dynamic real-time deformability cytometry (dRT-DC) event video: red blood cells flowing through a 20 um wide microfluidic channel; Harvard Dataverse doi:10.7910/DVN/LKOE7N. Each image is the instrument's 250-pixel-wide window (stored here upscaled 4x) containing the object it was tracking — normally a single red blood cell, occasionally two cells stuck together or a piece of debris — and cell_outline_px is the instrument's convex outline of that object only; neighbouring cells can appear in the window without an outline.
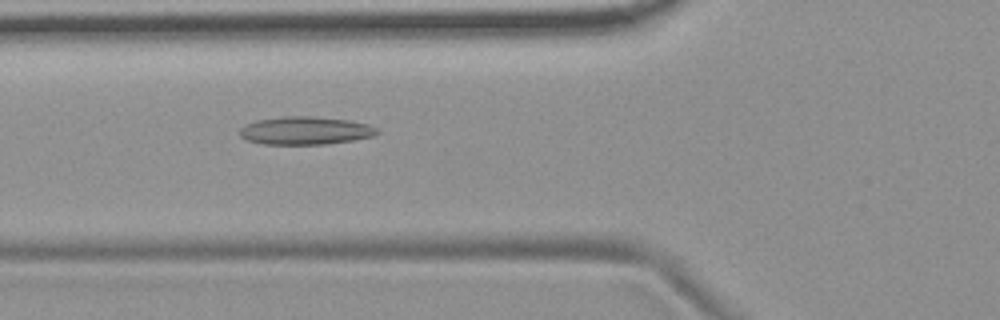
{"species": "common noctule bat (a hibernating species)", "species_latin": "Nyctalus noctula", "temperature_condition": "room temperature", "stored_images_in_passage": 54, "camera_frame_rate_fps": 3000, "um_per_image_px": 0.085, "animal": {"sex": "female", "body_mass_g": 19.9}, "frame": {"image": 1, "passage_image": 20, "time_ms": 6.333, "image_size_px": [1000, 320], "cell_outline_px": [[380, 132], [372, 136], [352, 140], [324, 144], [260, 144], [248, 140], [240, 136], [240, 128], [244, 124], [256, 120], [284, 116], [312, 116], [348, 120], [368, 124], [376, 128]], "centroid_in_image_um": [25.91, 11.09], "position_along_channel_um": 99.9, "area_um2": 22.37}}
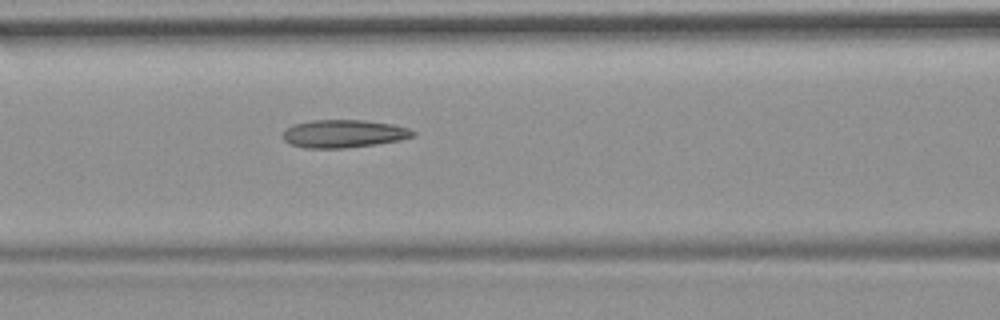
{"frame": {"image": 2, "passage_image": 23, "time_ms": 7.333, "image_size_px": [1000, 320], "cell_outline_px": [[416, 136], [400, 140], [376, 144], [344, 148], [308, 148], [292, 144], [284, 140], [284, 132], [292, 124], [308, 120], [364, 120], [392, 124], [408, 128], [416, 132]], "centroid_in_image_um": [29.25, 11.35], "position_along_channel_um": 137.4, "area_um2": 21.1}}
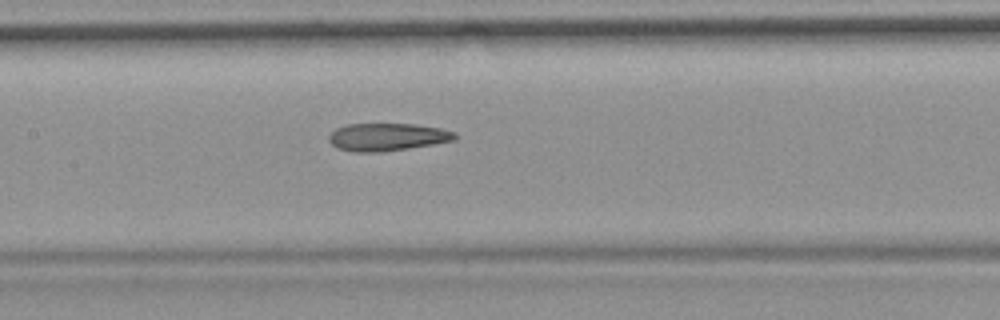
{"frame": {"image": 3, "passage_image": 26, "time_ms": 8.333, "image_size_px": [1000, 320], "cell_outline_px": [[456, 140], [408, 148], [380, 152], [356, 152], [336, 148], [328, 140], [328, 136], [336, 128], [348, 124], [416, 124], [440, 128], [456, 132]], "centroid_in_image_um": [32.91, 11.64], "position_along_channel_um": 174.5, "area_um2": 20.29}, "authors_computed_cell_mechanics": {"area_um2": 21.2415, "velocity_mm_per_s": 3.7232, "shape_relaxation_time_tau1_ms": null, "shape_relaxation_time_tau2_ms": 4.6373, "deformation_change_tau1": null, "deformation_change_tau2": 0.1555}}